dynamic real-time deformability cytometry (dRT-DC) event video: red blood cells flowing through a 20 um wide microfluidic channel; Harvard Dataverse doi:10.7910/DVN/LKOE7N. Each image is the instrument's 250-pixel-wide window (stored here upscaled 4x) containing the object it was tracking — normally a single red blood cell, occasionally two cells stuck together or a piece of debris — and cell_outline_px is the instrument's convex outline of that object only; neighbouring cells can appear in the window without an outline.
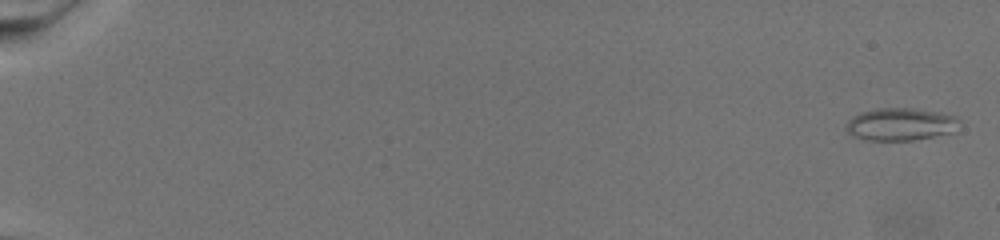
{"species": "common noctule bat (a hibernating species)", "species_latin": "Nyctalus noctula", "temperature_condition": "warm", "stored_images_in_passage": 75, "camera_frame_rate_fps": 3000, "um_per_image_px": 0.085, "animal": {"sex": "female", "body_mass_g": 19.5, "forearm_length_mm": 54.1}, "frame": {"image": 1, "passage_image": 2, "time_ms": 0.333, "image_size_px": [1000, 240], "cell_outline_px": [[960, 132], [912, 140], [864, 140], [852, 136], [848, 132], [848, 120], [852, 116], [860, 112], [876, 108], [912, 108], [940, 112], [956, 116], [960, 120]], "centroid_in_image_um": [76.63, 10.56], "position_along_channel_um": 8.4, "area_um2": 21.91}}
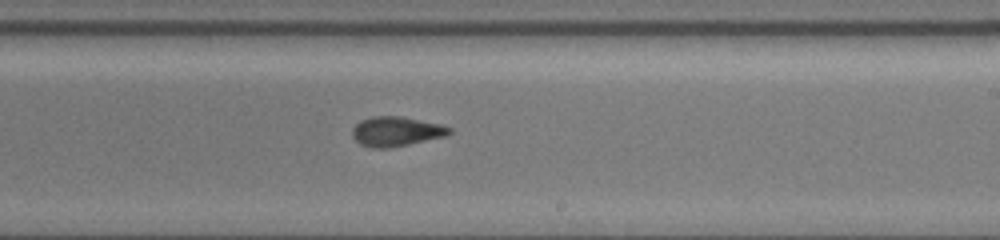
{"frame": {"image": 2, "passage_image": 49, "time_ms": 16.0, "image_size_px": [1000, 240], "cell_outline_px": [[452, 132], [448, 136], [388, 148], [372, 148], [360, 144], [352, 136], [352, 128], [360, 120], [372, 116], [400, 116], [440, 124], [452, 128]], "centroid_in_image_um": [33.68, 11.17], "position_along_channel_um": 255.3, "area_um2": 16.82}}
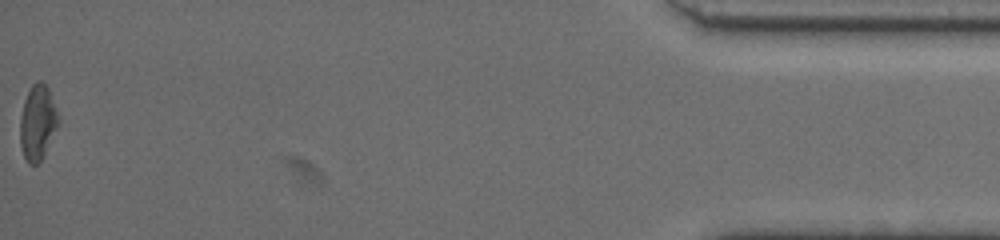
{"frame": {"image": 3, "passage_image": 75, "time_ms": 24.667, "image_size_px": [1000, 240], "cell_outline_px": [[56, 128], [40, 160], [36, 164], [28, 164], [24, 156], [20, 144], [20, 116], [24, 100], [32, 84], [36, 80], [40, 80], [48, 88], [56, 112]], "centroid_in_image_um": [3.13, 10.39], "position_along_channel_um": 432.1, "area_um2": 16.01}}